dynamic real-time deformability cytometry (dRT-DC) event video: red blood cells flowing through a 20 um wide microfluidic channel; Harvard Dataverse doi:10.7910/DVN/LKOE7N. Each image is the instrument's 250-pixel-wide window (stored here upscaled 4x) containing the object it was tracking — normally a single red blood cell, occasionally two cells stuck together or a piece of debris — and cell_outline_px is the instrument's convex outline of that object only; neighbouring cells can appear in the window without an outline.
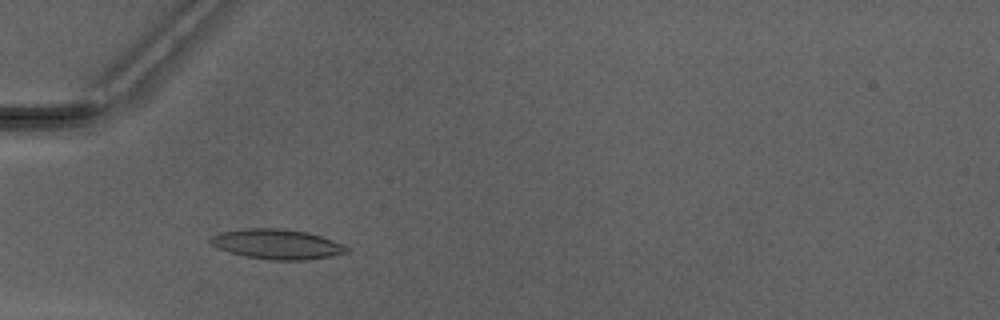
{"species": "Egyptian fruit bat (a non-hibernating species)", "species_latin": "Rousettus aegyptiacus", "temperature_condition": "warm", "stored_images_in_passage": 35, "camera_frame_rate_fps": 3000, "um_per_image_px": 0.085, "animal": {"sex": "male"}, "frame": {"image": 1, "passage_image": 9, "time_ms": 2.667, "image_size_px": [1000, 320], "cell_outline_px": [[348, 252], [308, 260], [272, 260], [244, 256], [228, 252], [212, 244], [208, 240], [212, 236], [220, 232], [244, 228], [284, 228], [308, 232], [332, 240], [348, 248]], "centroid_in_image_um": [23.51, 20.74], "position_along_channel_um": 61.5, "area_um2": 23.64}}
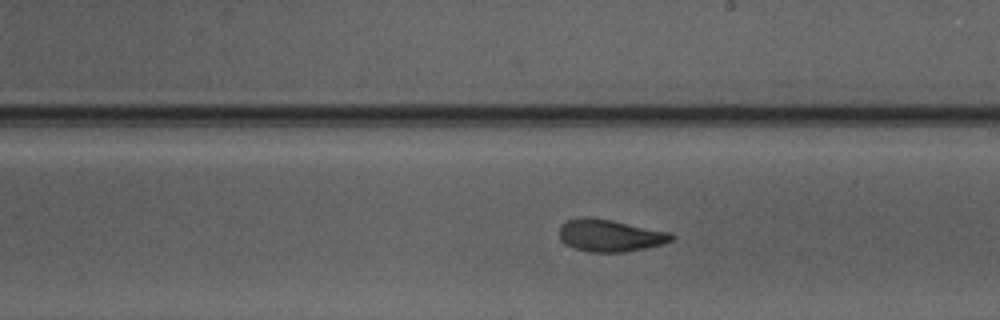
{"frame": {"image": 2, "passage_image": 22, "time_ms": 7.0, "image_size_px": [1000, 320], "cell_outline_px": [[672, 240], [664, 244], [624, 252], [588, 252], [576, 248], [568, 244], [560, 236], [560, 224], [568, 220], [580, 216], [588, 216], [612, 220], [672, 232]], "centroid_in_image_um": [51.87, 20.0], "position_along_channel_um": 237.1, "area_um2": 20.98}}
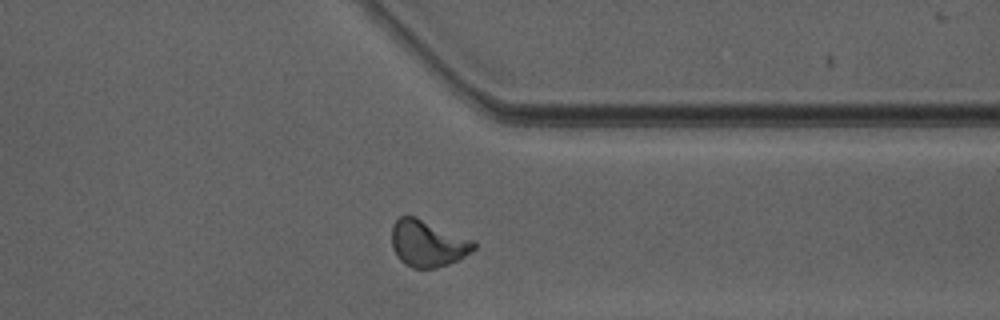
{"frame": {"image": 3, "passage_image": 32, "time_ms": 10.333, "image_size_px": [1000, 320], "cell_outline_px": [[476, 248], [460, 260], [436, 268], [412, 268], [404, 264], [396, 256], [392, 248], [392, 224], [400, 216], [412, 216], [476, 240]], "centroid_in_image_um": [36.37, 20.71], "position_along_channel_um": 375.0, "area_um2": 22.43}, "authors_computed_cell_mechanics": {"area_um2": 21.2704, "velocity_mm_per_s": 4.1916, "shape_relaxation_time_tau1_ms": 4.5992, "shape_relaxation_time_tau2_ms": 1.2866, "deformation_change_tau1": 0.1437, "deformation_change_tau2": 0.0739}}